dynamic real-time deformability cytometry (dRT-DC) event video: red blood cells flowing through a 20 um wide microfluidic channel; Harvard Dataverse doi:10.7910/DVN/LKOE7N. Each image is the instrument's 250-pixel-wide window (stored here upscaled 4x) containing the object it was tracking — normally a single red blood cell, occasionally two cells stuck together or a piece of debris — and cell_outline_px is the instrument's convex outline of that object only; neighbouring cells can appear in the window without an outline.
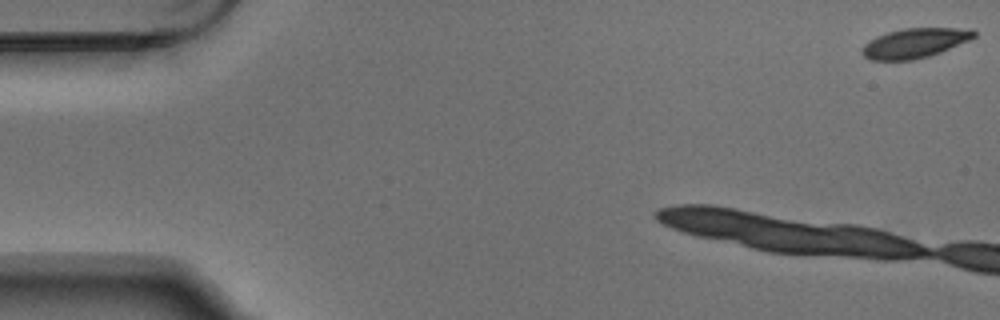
{"species": "Egyptian fruit bat (a non-hibernating species)", "species_latin": "Rousettus aegyptiacus", "temperature_condition": "warm", "stored_images_in_passage": 5, "camera_frame_rate_fps": 3000, "um_per_image_px": 0.085, "animal": {"sex": "male"}, "frame": {"image": 1, "passage_image": 1, "time_ms": 0.0, "image_size_px": [1000, 320], "cell_outline_px": [[976, 36], [968, 40], [940, 52], [928, 56], [912, 60], [872, 60], [864, 56], [860, 52], [864, 44], [868, 40], [876, 36], [888, 32], [904, 28], [972, 28], [976, 32]], "centroid_in_image_um": [77.73, 3.65], "position_along_channel_um": 7.3, "area_um2": 19.31}}
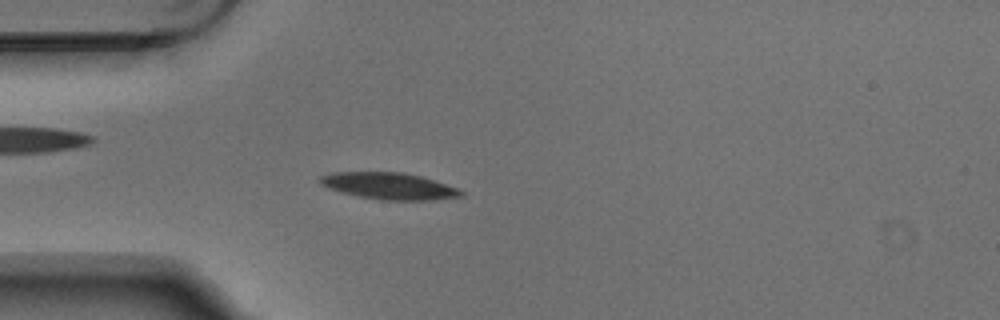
{"frame": {"image": 2, "passage_image": 5, "time_ms": 1.333, "image_size_px": [1000, 320], "cell_outline_px": [[464, 196], [432, 200], [380, 200], [360, 196], [328, 188], [320, 184], [320, 176], [332, 172], [404, 172], [420, 176], [456, 188], [464, 192]], "centroid_in_image_um": [33.06, 15.81], "position_along_channel_um": 51.9, "area_um2": 21.68}}